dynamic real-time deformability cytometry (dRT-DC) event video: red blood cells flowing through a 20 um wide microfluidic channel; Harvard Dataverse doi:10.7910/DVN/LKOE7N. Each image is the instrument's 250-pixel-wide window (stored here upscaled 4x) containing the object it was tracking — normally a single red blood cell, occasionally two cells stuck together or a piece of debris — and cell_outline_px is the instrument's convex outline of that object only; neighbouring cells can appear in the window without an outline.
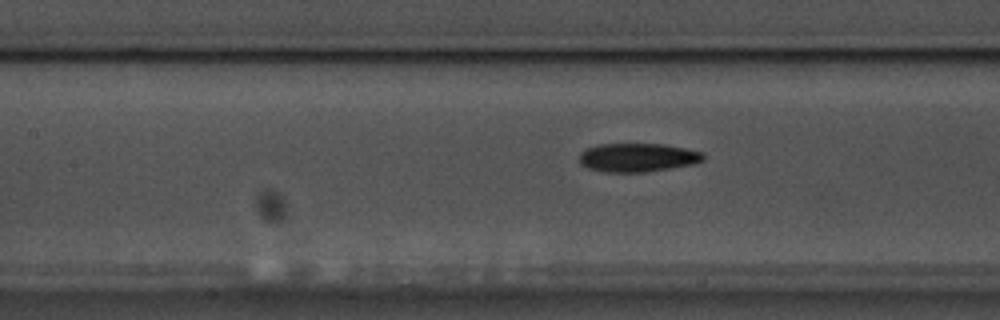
{"species": "common noctule bat (a hibernating species)", "species_latin": "Nyctalus noctula", "temperature_condition": "warm", "stored_images_in_passage": 41, "camera_frame_rate_fps": 3000, "um_per_image_px": 0.085, "animal": {"sex": "male", "body_mass_g": 17.5, "forearm_length_mm": 52.3}, "frame": {"image": 1, "passage_image": 12, "time_ms": 3.667, "image_size_px": [1000, 320], "cell_outline_px": [[700, 156], [696, 160], [648, 168], [608, 168], [592, 164], [584, 160], [584, 156], [588, 152], [604, 148], [668, 148], [692, 152]], "centroid_in_image_um": [54.24, 13.38], "position_along_channel_um": 153.2, "area_um2": 13.41}}
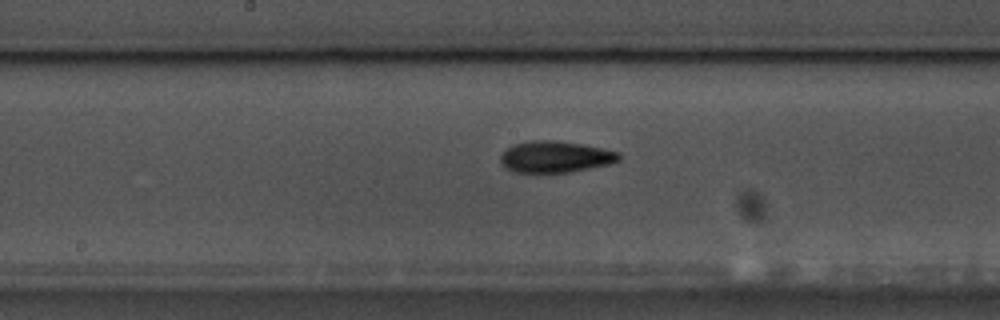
{"frame": {"image": 2, "passage_image": 16, "time_ms": 5.0, "image_size_px": [1000, 320], "cell_outline_px": [[616, 156], [612, 160], [568, 168], [520, 168], [512, 164], [508, 160], [508, 156], [512, 152], [520, 148], [552, 144], [556, 144], [584, 148], [608, 152]], "centroid_in_image_um": [47.33, 13.33], "position_along_channel_um": 200.9, "area_um2": 13.76}}
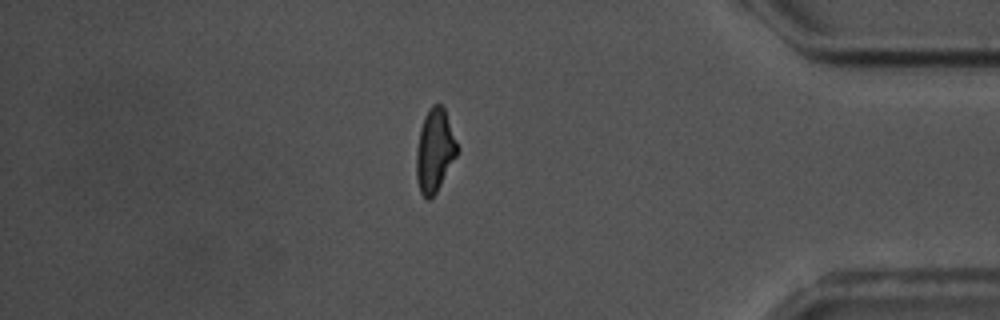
{"frame": {"image": 3, "passage_image": 35, "time_ms": 11.333, "image_size_px": [1000, 320], "cell_outline_px": [[456, 152], [436, 188], [428, 196], [424, 192], [420, 184], [420, 136], [424, 124], [428, 116], [436, 108], [440, 108], [444, 112], [456, 144]], "centroid_in_image_um": [37.01, 12.76], "position_along_channel_um": 398.2, "area_um2": 15.61}}